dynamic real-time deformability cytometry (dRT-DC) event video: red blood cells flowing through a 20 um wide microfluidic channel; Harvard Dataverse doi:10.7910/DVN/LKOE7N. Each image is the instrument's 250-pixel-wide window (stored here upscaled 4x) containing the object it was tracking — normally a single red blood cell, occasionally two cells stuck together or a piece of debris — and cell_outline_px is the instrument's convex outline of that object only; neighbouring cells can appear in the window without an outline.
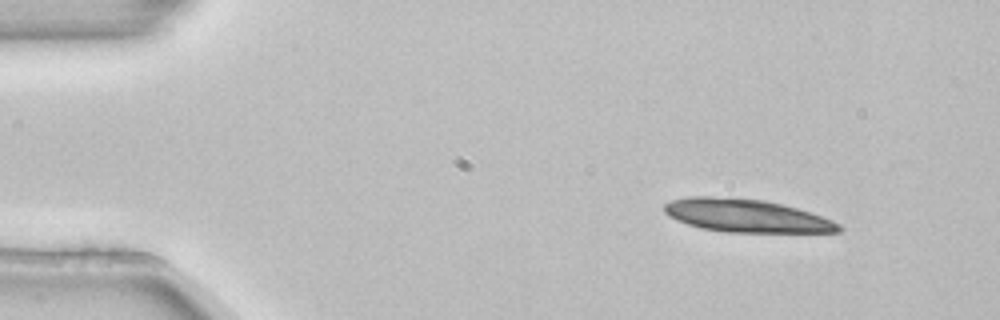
{"species": "common noctule bat (a hibernating species)", "species_latin": "Nyctalus noctula", "temperature_condition": "room temperature", "stored_images_in_passage": 4, "camera_frame_rate_fps": 3000, "um_per_image_px": 0.085, "animal": {"sex": "female", "body_mass_g": 22.7, "forearm_length_mm": 54.2}, "frame": {"image": 1, "passage_image": 1, "time_ms": 0.0, "image_size_px": [1000, 320], "cell_outline_px": [[844, 228], [840, 232], [728, 232], [700, 228], [676, 220], [668, 216], [664, 212], [664, 204], [672, 200], [688, 196], [708, 196], [764, 200], [796, 208], [832, 220], [840, 224]], "centroid_in_image_um": [63.41, 18.34], "position_along_channel_um": 21.6, "area_um2": 33.35}}
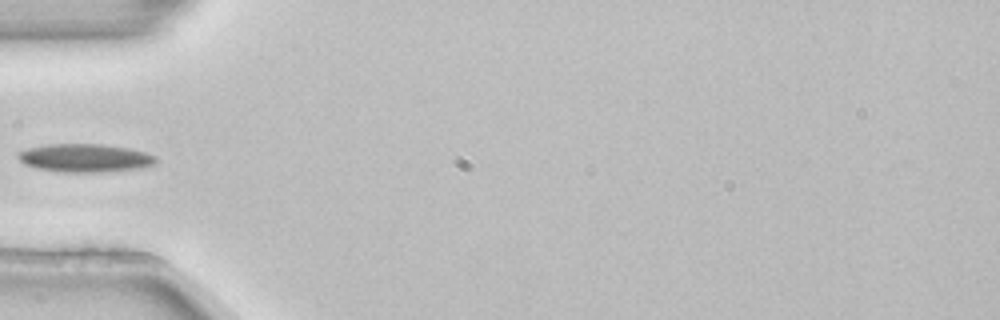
{"frame": {"image": 2, "passage_image": 4, "time_ms": 1.0, "image_size_px": [1000, 320], "cell_outline_px": [[156, 164], [140, 168], [100, 172], [64, 172], [36, 168], [24, 164], [16, 156], [16, 152], [28, 148], [48, 144], [100, 144], [128, 148], [144, 152], [156, 156]], "centroid_in_image_um": [7.19, 13.43], "position_along_channel_um": 77.8, "area_um2": 22.66}}